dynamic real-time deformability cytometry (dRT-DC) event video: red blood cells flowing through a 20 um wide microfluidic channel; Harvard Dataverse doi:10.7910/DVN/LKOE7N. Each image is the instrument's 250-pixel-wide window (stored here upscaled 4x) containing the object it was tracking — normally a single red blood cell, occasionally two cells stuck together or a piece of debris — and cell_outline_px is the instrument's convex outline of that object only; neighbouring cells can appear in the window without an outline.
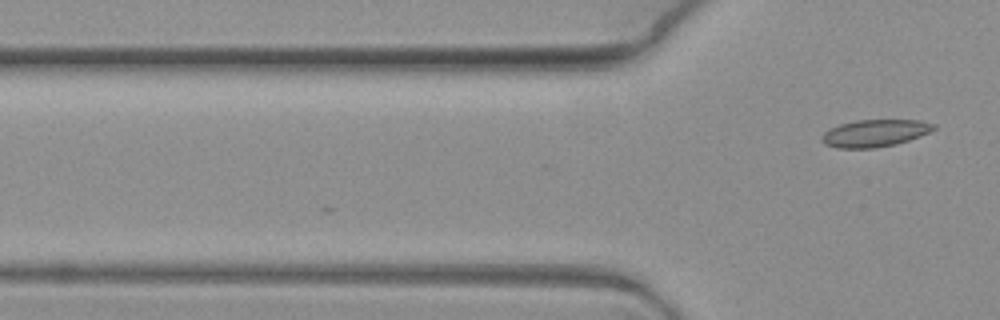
{"species": "common noctule bat (a hibernating species)", "species_latin": "Nyctalus noctula", "temperature_condition": "warm", "stored_images_in_passage": 6, "camera_frame_rate_fps": 3000, "um_per_image_px": 0.085, "animal": {"sex": "female", "body_mass_g": 19.3, "forearm_length_mm": 54.1}, "frame": {"image": 1, "passage_image": 6, "time_ms": 1.667, "image_size_px": [1000, 320], "cell_outline_px": [[936, 128], [920, 136], [896, 144], [876, 148], [836, 148], [824, 144], [820, 140], [820, 136], [824, 132], [840, 124], [856, 120], [920, 120], [936, 124]], "centroid_in_image_um": [74.34, 11.32], "position_along_channel_um": 51.5, "area_um2": 17.8}}